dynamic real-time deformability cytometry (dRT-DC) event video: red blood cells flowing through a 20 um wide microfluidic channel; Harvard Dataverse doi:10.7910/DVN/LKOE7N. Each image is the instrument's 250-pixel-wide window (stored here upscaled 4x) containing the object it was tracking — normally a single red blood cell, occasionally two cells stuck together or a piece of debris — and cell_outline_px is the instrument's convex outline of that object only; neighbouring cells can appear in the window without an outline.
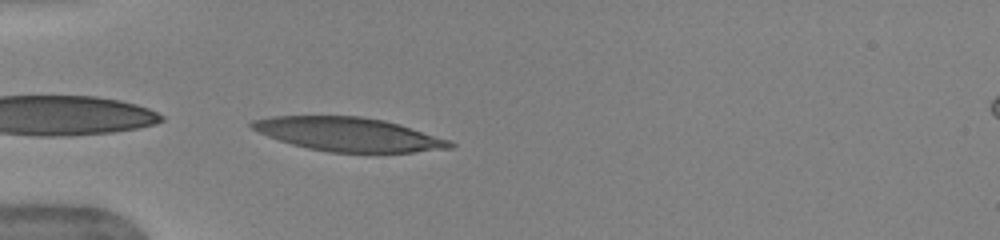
{"species": "human", "species_latin": "Homo sapiens", "temperature_condition": "warm", "stored_images_in_passage": 31, "camera_frame_rate_fps": 3000, "um_per_image_px": 0.085, "donor": {"sex": "female"}, "frame": {"image": 1, "passage_image": 1, "time_ms": 0.0, "image_size_px": [1000, 240], "cell_outline_px": [[456, 148], [412, 152], [328, 152], [308, 148], [292, 144], [268, 136], [252, 128], [248, 124], [252, 120], [272, 116], [360, 116], [384, 120], [400, 124], [448, 140], [456, 144]], "centroid_in_image_um": [29.63, 11.41], "position_along_channel_um": 55.4, "area_um2": 38.78}, "authors_computed_cell_mechanics": {"area_um2": 38.4948, "velocity_mm_per_s": 3.962, "shape_relaxation_time_tau1_ms": 3.3092, "shape_relaxation_time_tau2_ms": 0.8138, "deformation_change_tau1": 0.2258, "deformation_change_tau2": 0.0898}}